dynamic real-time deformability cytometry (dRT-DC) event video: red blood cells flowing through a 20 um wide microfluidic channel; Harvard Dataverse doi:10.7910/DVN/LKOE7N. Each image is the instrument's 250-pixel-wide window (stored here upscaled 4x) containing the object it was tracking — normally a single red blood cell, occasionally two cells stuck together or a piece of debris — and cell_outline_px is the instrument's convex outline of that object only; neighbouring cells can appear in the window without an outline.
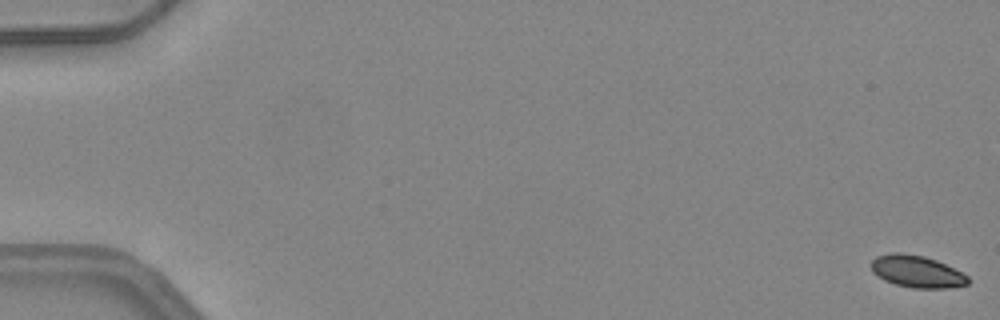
{"species": "common noctule bat (a hibernating species)", "species_latin": "Nyctalus noctula", "temperature_condition": "warm", "stored_images_in_passage": 51, "camera_frame_rate_fps": 3000, "um_per_image_px": 0.085, "animal": {"sex": "female", "body_mass_g": 24.6, "forearm_length_mm": 56.2}, "frame": {"image": 1, "passage_image": 1, "time_ms": 0.0, "image_size_px": [1000, 320], "cell_outline_px": [[972, 280], [968, 284], [948, 288], [912, 288], [896, 284], [884, 280], [872, 272], [872, 260], [876, 256], [892, 252], [900, 252], [924, 256], [936, 260], [968, 276]], "centroid_in_image_um": [77.93, 23.08], "position_along_channel_um": 7.1, "area_um2": 18.03}}
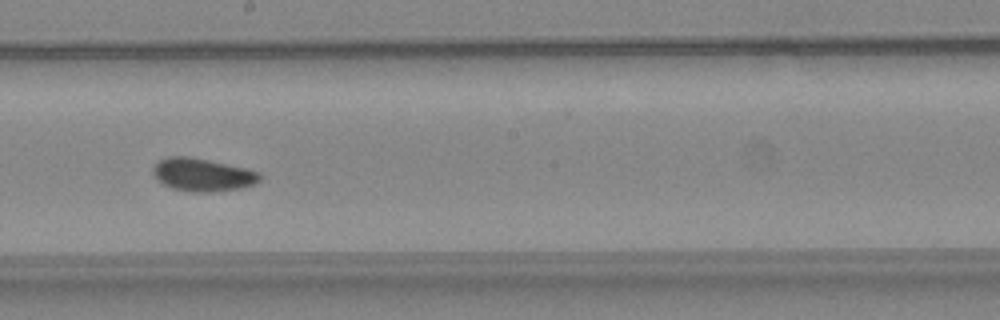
{"frame": {"image": 2, "passage_image": 30, "time_ms": 9.667, "image_size_px": [1000, 320], "cell_outline_px": [[260, 180], [252, 184], [240, 188], [212, 192], [192, 192], [172, 188], [156, 180], [152, 172], [152, 168], [160, 160], [168, 156], [188, 156], [208, 160], [244, 168], [260, 172]], "centroid_in_image_um": [17.17, 14.85], "position_along_channel_um": 231.0, "area_um2": 20.35}}
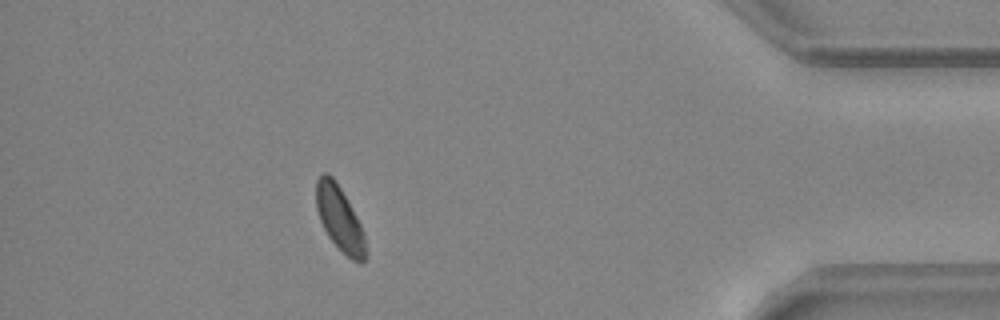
{"frame": {"image": 3, "passage_image": 46, "time_ms": 15.0, "image_size_px": [1000, 320], "cell_outline_px": [[364, 260], [352, 260], [328, 236], [320, 220], [316, 208], [316, 180], [320, 172], [328, 172], [336, 180], [356, 216], [364, 232]], "centroid_in_image_um": [28.81, 18.47], "position_along_channel_um": 406.4, "area_um2": 18.15}, "authors_computed_cell_mechanics": {"area_um2": 19.074, "velocity_mm_per_s": 4.1527, "shape_relaxation_time_tau1_ms": 3.7551, "shape_relaxation_time_tau2_ms": 6.3413, "deformation_change_tau1": 0.0717, "deformation_change_tau2": 0.0949}}